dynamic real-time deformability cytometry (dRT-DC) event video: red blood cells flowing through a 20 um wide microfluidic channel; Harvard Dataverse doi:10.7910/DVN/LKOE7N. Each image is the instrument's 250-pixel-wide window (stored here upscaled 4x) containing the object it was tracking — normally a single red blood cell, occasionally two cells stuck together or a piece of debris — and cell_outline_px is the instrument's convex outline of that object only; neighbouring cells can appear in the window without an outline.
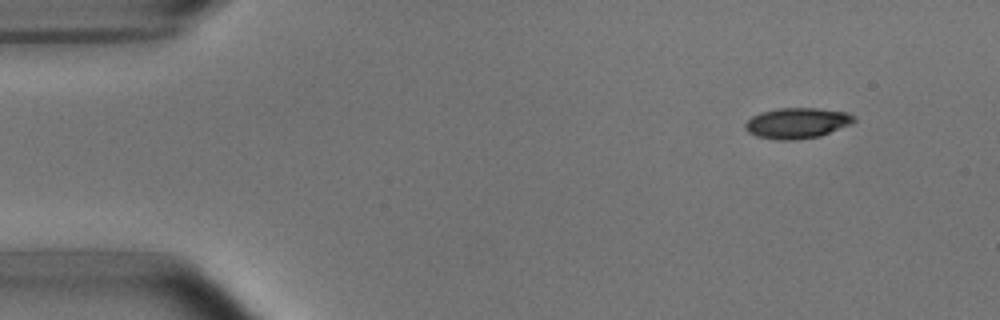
{"species": "common noctule bat (a hibernating species)", "species_latin": "Nyctalus noctula", "temperature_condition": "room temperature", "stored_images_in_passage": 5, "camera_frame_rate_fps": 3000, "um_per_image_px": 0.085, "animal": {"sex": "male", "body_mass_g": 15.6}, "frame": {"image": 1, "passage_image": 5, "time_ms": 1.333, "image_size_px": [1000, 320], "cell_outline_px": [[856, 120], [852, 124], [820, 136], [796, 140], [780, 140], [756, 136], [748, 132], [744, 128], [744, 124], [752, 116], [760, 112], [780, 108], [816, 108], [848, 112], [856, 116]], "centroid_in_image_um": [67.77, 10.46], "position_along_channel_um": 17.2, "area_um2": 19.59}}